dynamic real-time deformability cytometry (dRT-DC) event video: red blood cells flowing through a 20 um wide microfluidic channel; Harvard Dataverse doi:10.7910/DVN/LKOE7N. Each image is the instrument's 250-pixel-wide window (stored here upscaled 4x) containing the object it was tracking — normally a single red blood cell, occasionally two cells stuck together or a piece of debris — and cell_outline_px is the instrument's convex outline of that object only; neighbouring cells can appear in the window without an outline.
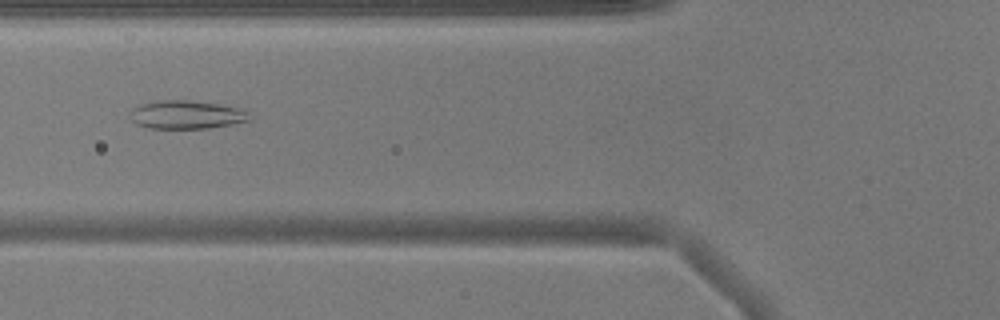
{"species": "common noctule bat (a hibernating species)", "species_latin": "Nyctalus noctula", "temperature_condition": "warm", "stored_images_in_passage": 51, "camera_frame_rate_fps": 3000, "um_per_image_px": 0.085, "animal": {"sex": "male", "body_mass_g": 17.9}, "frame": {"image": 1, "passage_image": 19, "time_ms": 6.0, "image_size_px": [1000, 320], "cell_outline_px": [[252, 120], [232, 124], [208, 128], [148, 128], [136, 124], [128, 116], [132, 108], [140, 104], [160, 100], [188, 100], [220, 104], [240, 108], [248, 112]], "centroid_in_image_um": [15.84, 9.74], "position_along_channel_um": 110.0, "area_um2": 19.88}}
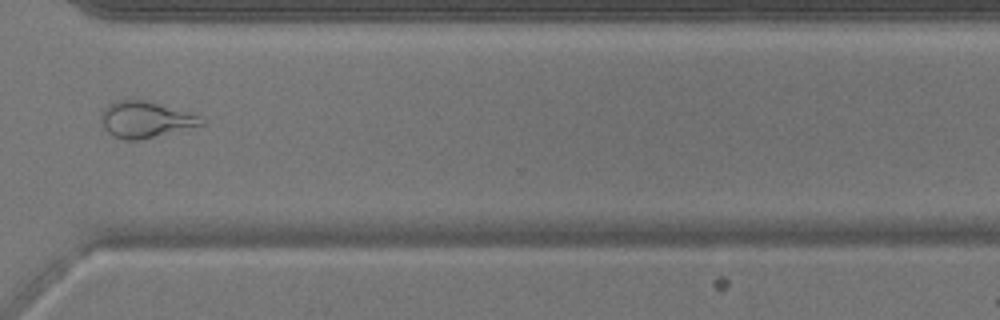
{"frame": {"image": 2, "passage_image": 38, "time_ms": 12.333, "image_size_px": [1000, 320], "cell_outline_px": [[204, 124], [136, 140], [124, 140], [112, 136], [100, 124], [100, 112], [108, 104], [116, 100], [152, 100], [200, 116], [204, 120]], "centroid_in_image_um": [12.3, 10.13], "position_along_channel_um": 358.3, "area_um2": 21.21}}
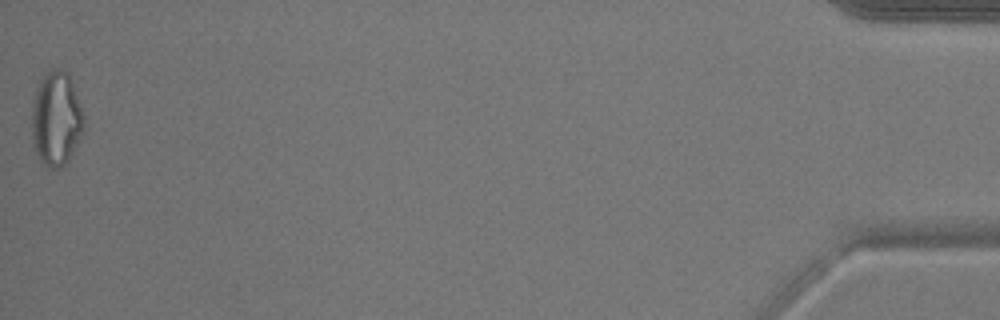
{"frame": {"image": 3, "passage_image": 51, "time_ms": 16.667, "image_size_px": [1000, 320], "cell_outline_px": [[84, 132], [80, 140], [68, 160], [60, 168], [52, 168], [40, 160], [32, 144], [32, 104], [36, 88], [44, 76], [52, 68], [60, 68], [68, 72], [84, 116]], "centroid_in_image_um": [4.78, 10.1], "position_along_channel_um": 430.4, "area_um2": 28.61}, "authors_computed_cell_mechanics": {"area_um2": 23.8714, "velocity_mm_per_s": 3.9162, "shape_relaxation_time_tau1_ms": null, "shape_relaxation_time_tau2_ms": 1.7509, "deformation_change_tau1": null, "deformation_change_tau2": 0.0907}}